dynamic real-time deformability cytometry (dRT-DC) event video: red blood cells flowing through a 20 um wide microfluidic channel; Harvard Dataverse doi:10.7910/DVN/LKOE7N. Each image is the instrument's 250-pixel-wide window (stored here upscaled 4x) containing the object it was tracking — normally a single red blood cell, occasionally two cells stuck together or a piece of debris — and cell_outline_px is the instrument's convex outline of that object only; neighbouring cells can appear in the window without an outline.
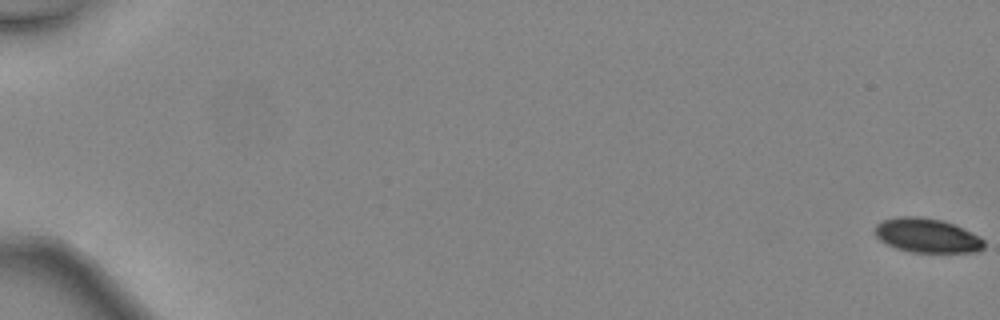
{"species": "common noctule bat (a hibernating species)", "species_latin": "Nyctalus noctula", "temperature_condition": "warm", "stored_images_in_passage": 48, "camera_frame_rate_fps": 3000, "um_per_image_px": 0.085, "animal": {"sex": "female", "body_mass_g": 24.6, "forearm_length_mm": 56.2}, "frame": {"image": 1, "passage_image": 1, "time_ms": 0.0, "image_size_px": [1000, 320], "cell_outline_px": [[984, 248], [976, 252], [912, 252], [896, 248], [880, 240], [876, 236], [876, 224], [880, 220], [896, 216], [920, 216], [944, 220], [964, 228], [980, 236], [984, 240]], "centroid_in_image_um": [78.81, 20.0], "position_along_channel_um": 6.2, "area_um2": 22.02}}
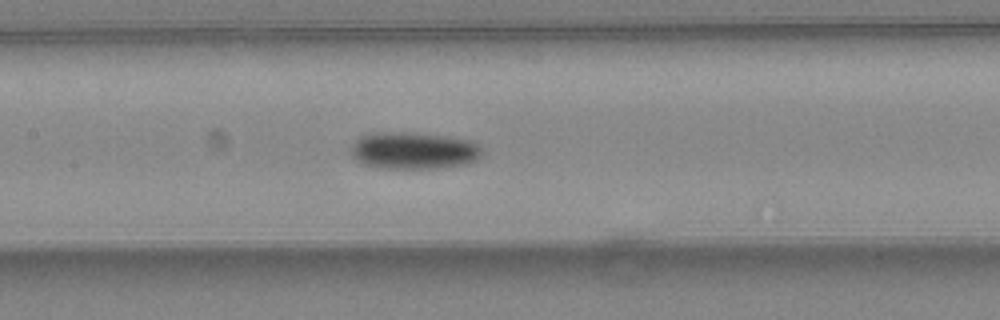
{"frame": {"image": 2, "passage_image": 26, "time_ms": 8.333, "image_size_px": [1000, 320], "cell_outline_px": [[484, 148], [480, 156], [476, 160], [468, 164], [436, 168], [380, 168], [364, 164], [356, 160], [352, 156], [352, 144], [360, 136], [376, 132], [416, 132], [452, 136], [472, 140]], "centroid_in_image_um": [35.22, 12.78], "position_along_channel_um": 172.2, "area_um2": 28.78}}
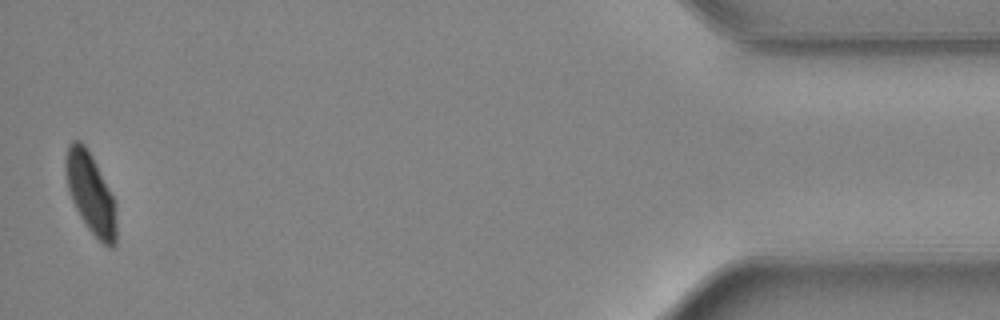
{"frame": {"image": 3, "passage_image": 48, "time_ms": 15.667, "image_size_px": [1000, 320], "cell_outline_px": [[116, 244], [112, 248], [108, 248], [88, 228], [80, 216], [68, 192], [64, 164], [64, 160], [68, 144], [72, 140], [80, 140], [84, 144], [92, 156], [116, 204]], "centroid_in_image_um": [7.69, 16.42], "position_along_channel_um": 427.5, "area_um2": 23.76}, "authors_computed_cell_mechanics": {"area_um2": 25.2586, "velocity_mm_per_s": 4.5477, "shape_relaxation_time_tau1_ms": 2.9238, "shape_relaxation_time_tau2_ms": null, "deformation_change_tau1": 0.1, "deformation_change_tau2": null}}